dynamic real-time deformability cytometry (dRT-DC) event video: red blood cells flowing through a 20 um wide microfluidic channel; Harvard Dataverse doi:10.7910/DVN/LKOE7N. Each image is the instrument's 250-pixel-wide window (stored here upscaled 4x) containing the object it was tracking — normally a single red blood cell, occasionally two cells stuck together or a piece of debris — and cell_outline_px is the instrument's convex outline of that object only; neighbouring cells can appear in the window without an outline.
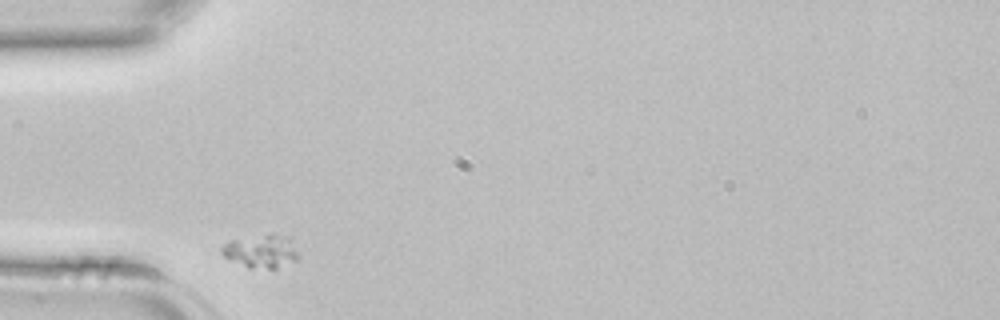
{"species": "common noctule bat (a hibernating species)", "species_latin": "Nyctalus noctula", "temperature_condition": "room temperature", "stored_images_in_passage": 25, "camera_frame_rate_fps": 3000, "um_per_image_px": 0.085, "animal": {"sex": "female", "body_mass_g": 22.7, "forearm_length_mm": 54.2}, "frame": {"image": 1, "passage_image": 1, "time_ms": 0.0, "image_size_px": [1000, 320], "cell_outline_px": [[300, 260], [276, 268], [248, 268], [224, 256], [220, 252], [220, 248], [224, 244], [232, 240], [272, 232], [288, 236], [300, 256]], "centroid_in_image_um": [22.24, 21.34], "position_along_channel_um": 62.8, "area_um2": 15.09}}
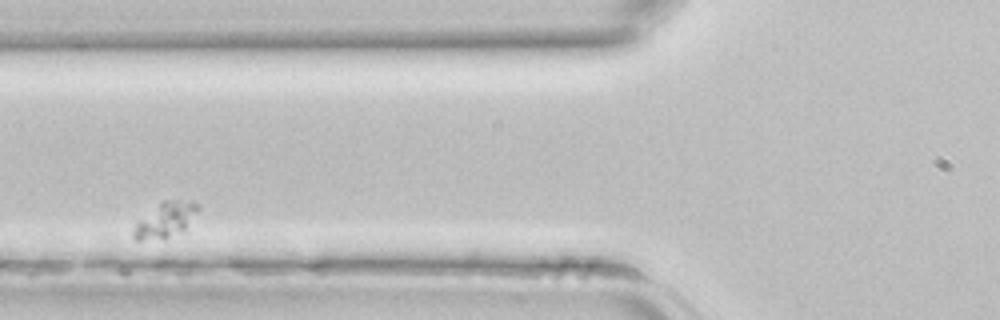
{"frame": {"image": 2, "passage_image": 5, "time_ms": 1.333, "image_size_px": [1000, 320], "cell_outline_px": [[200, 208], [184, 228], [168, 236], [140, 240], [136, 240], [132, 236], [132, 228], [160, 200], [192, 200], [200, 204]], "centroid_in_image_um": [14.05, 18.62], "position_along_channel_um": 111.7, "area_um2": 12.77}}
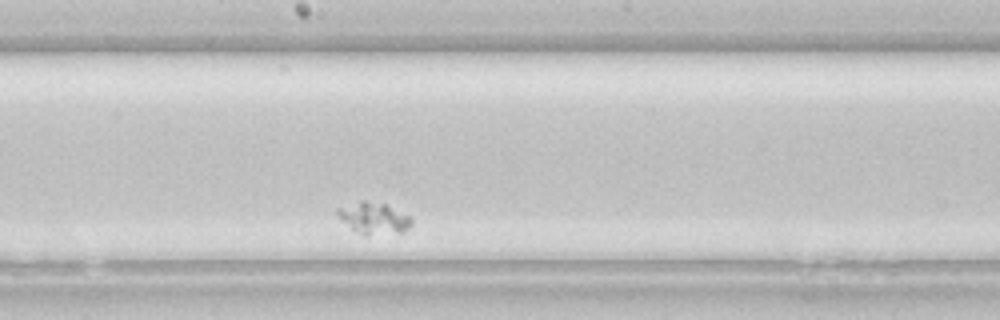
{"frame": {"image": 3, "passage_image": 13, "time_ms": 4.0, "image_size_px": [1000, 320], "cell_outline_px": [[412, 224], [404, 232], [364, 236], [352, 228], [336, 216], [336, 208], [364, 200], [384, 204], [408, 216], [412, 220]], "centroid_in_image_um": [31.74, 18.56], "position_along_channel_um": 216.5, "area_um2": 13.41}}